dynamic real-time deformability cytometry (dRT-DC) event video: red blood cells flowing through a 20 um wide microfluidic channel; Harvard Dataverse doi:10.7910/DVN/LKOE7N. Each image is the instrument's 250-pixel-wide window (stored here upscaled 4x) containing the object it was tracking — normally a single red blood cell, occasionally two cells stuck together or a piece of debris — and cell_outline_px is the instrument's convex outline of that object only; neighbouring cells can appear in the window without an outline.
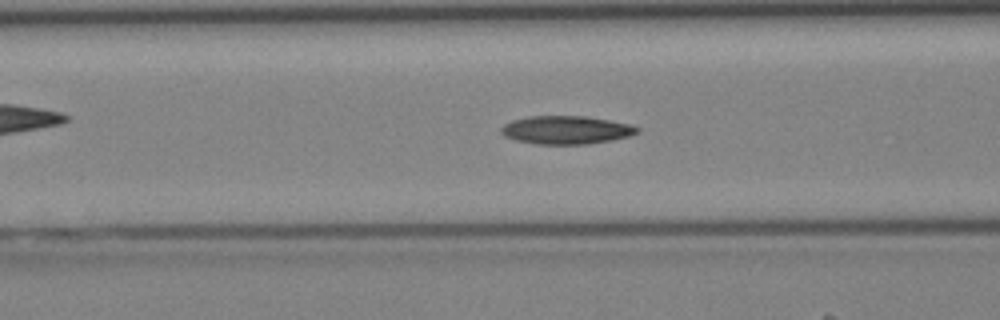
{"species": "Egyptian fruit bat (a non-hibernating species)", "species_latin": "Rousettus aegyptiacus", "temperature_condition": "cold", "stored_images_in_passage": 40, "camera_frame_rate_fps": 3000, "um_per_image_px": 0.085, "animal": {"sex": "female"}, "frame": {"image": 1, "passage_image": 15, "time_ms": 4.667, "image_size_px": [1000, 320], "cell_outline_px": [[640, 132], [628, 136], [612, 140], [588, 144], [536, 144], [516, 140], [504, 136], [500, 132], [500, 128], [504, 124], [512, 120], [528, 116], [584, 116], [632, 124], [640, 128]], "centroid_in_image_um": [48.12, 11.04], "position_along_channel_um": 118.5, "area_um2": 22.48}}
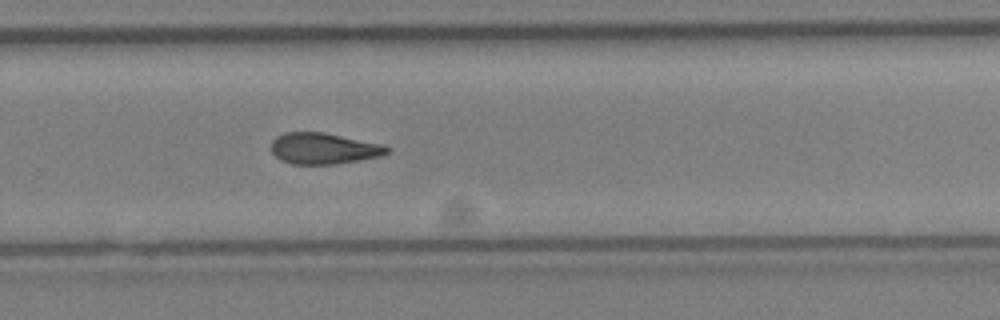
{"frame": {"image": 2, "passage_image": 26, "time_ms": 8.333, "image_size_px": [1000, 320], "cell_outline_px": [[392, 148], [388, 152], [380, 156], [336, 164], [292, 164], [280, 160], [272, 152], [272, 140], [276, 136], [284, 132], [324, 132], [384, 144]], "centroid_in_image_um": [27.52, 12.61], "position_along_channel_um": 302.3, "area_um2": 21.15}}
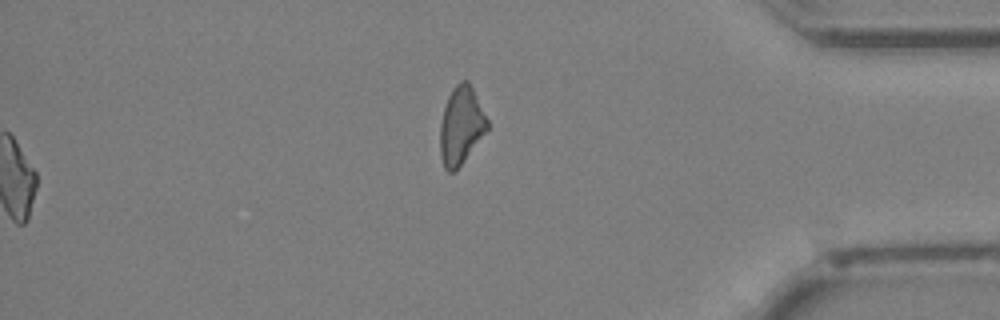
{"frame": {"image": 3, "passage_image": 40, "time_ms": 13.0, "image_size_px": [1000, 320], "cell_outline_px": [[488, 128], [464, 160], [452, 172], [448, 172], [444, 168], [440, 156], [440, 124], [444, 108], [448, 96], [452, 88], [460, 80], [468, 80], [488, 120]], "centroid_in_image_um": [39.16, 10.65], "position_along_channel_um": 396.0, "area_um2": 21.04}}